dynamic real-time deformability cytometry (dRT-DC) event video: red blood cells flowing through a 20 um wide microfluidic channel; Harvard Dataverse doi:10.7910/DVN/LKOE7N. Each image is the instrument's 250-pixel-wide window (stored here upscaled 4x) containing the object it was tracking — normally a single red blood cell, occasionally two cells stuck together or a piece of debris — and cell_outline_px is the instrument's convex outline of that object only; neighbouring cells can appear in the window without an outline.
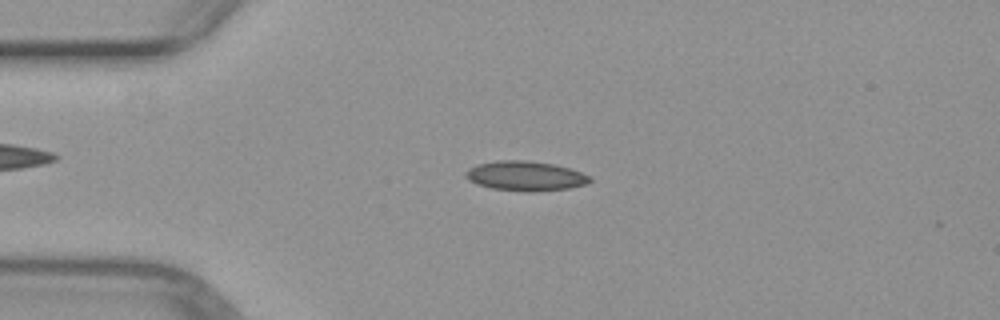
{"species": "common noctule bat (a hibernating species)", "species_latin": "Nyctalus noctula", "temperature_condition": "warm", "stored_images_in_passage": 10, "camera_frame_rate_fps": 3000, "um_per_image_px": 0.085, "animal": {"sex": "female", "body_mass_g": 29.2, "forearm_length_mm": 56.3}, "frame": {"image": 1, "passage_image": 7, "time_ms": 2.0, "image_size_px": [1000, 320], "cell_outline_px": [[592, 180], [588, 184], [568, 188], [536, 192], [524, 192], [492, 188], [476, 184], [468, 180], [464, 176], [464, 172], [468, 168], [476, 164], [500, 160], [524, 160], [552, 164], [568, 168], [580, 172], [588, 176]], "centroid_in_image_um": [44.61, 14.96], "position_along_channel_um": 40.4, "area_um2": 21.56}}